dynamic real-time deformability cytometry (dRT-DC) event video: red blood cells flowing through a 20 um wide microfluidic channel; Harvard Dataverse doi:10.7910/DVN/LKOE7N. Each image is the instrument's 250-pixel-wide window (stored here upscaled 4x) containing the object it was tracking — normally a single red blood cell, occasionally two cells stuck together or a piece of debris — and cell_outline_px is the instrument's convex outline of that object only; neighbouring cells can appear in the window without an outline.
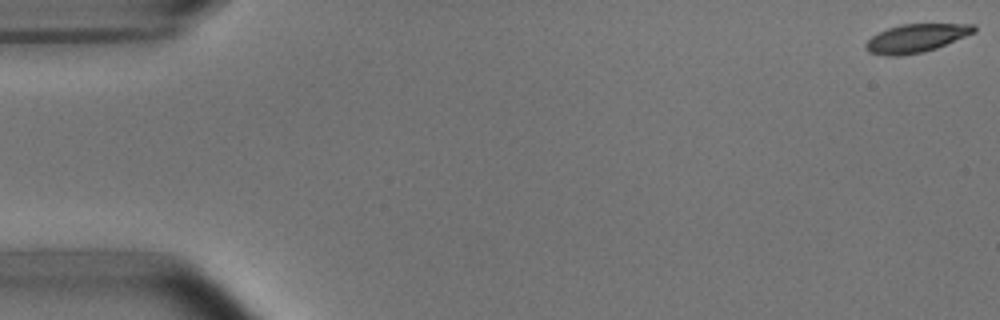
{"species": "common noctule bat (a hibernating species)", "species_latin": "Nyctalus noctula", "temperature_condition": "room temperature", "stored_images_in_passage": 54, "camera_frame_rate_fps": 3000, "um_per_image_px": 0.085, "animal": {"sex": "male", "body_mass_g": 15.6}, "frame": {"image": 1, "passage_image": 1, "time_ms": 0.0, "image_size_px": [1000, 320], "cell_outline_px": [[976, 32], [936, 48], [924, 52], [900, 56], [884, 56], [868, 52], [864, 48], [864, 44], [872, 36], [888, 28], [900, 24], [976, 24]], "centroid_in_image_um": [77.85, 3.25], "position_along_channel_um": 7.2, "area_um2": 17.98}}
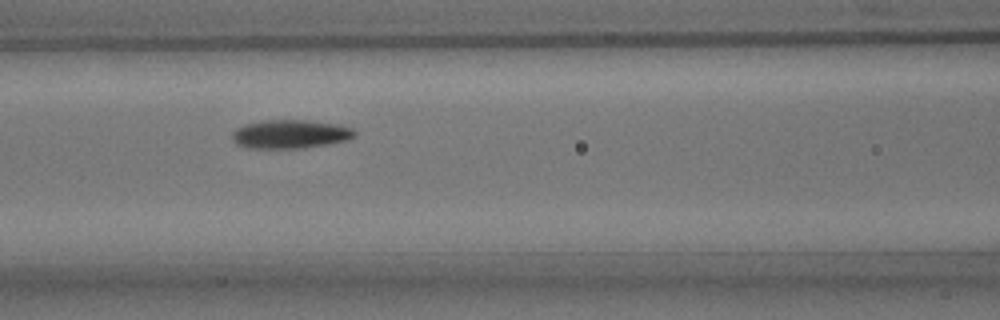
{"frame": {"image": 2, "passage_image": 23, "time_ms": 7.333, "image_size_px": [1000, 320], "cell_outline_px": [[356, 136], [348, 140], [332, 144], [304, 148], [248, 148], [236, 144], [232, 140], [232, 132], [236, 128], [244, 124], [264, 120], [308, 120], [336, 124], [352, 128], [356, 132]], "centroid_in_image_um": [24.68, 11.4], "position_along_channel_um": 141.9, "area_um2": 20.75}}
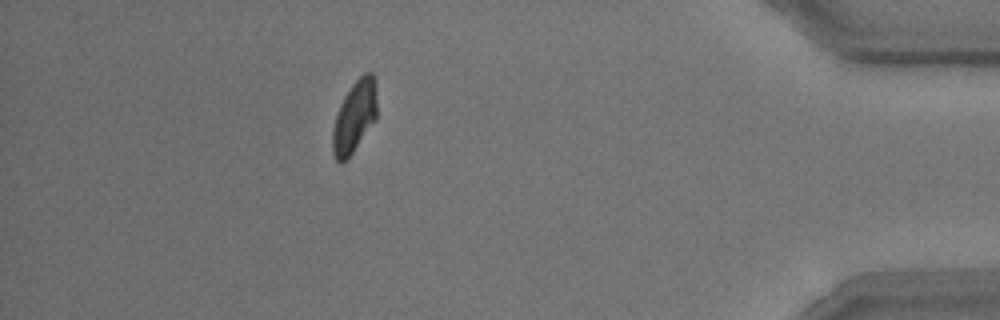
{"frame": {"image": 3, "passage_image": 48, "time_ms": 15.667, "image_size_px": [1000, 320], "cell_outline_px": [[376, 120], [352, 152], [340, 164], [336, 160], [332, 152], [332, 128], [340, 104], [344, 96], [352, 84], [364, 72], [372, 72], [376, 76]], "centroid_in_image_um": [30.14, 9.87], "position_along_channel_um": 405.1, "area_um2": 18.61}, "authors_computed_cell_mechanics": {"area_um2": 19.4208, "velocity_mm_per_s": 3.7384, "shape_relaxation_time_tau1_ms": 2.4066, "shape_relaxation_time_tau2_ms": 3.4439, "deformation_change_tau1": 0.1386, "deformation_change_tau2": 0.0865}}